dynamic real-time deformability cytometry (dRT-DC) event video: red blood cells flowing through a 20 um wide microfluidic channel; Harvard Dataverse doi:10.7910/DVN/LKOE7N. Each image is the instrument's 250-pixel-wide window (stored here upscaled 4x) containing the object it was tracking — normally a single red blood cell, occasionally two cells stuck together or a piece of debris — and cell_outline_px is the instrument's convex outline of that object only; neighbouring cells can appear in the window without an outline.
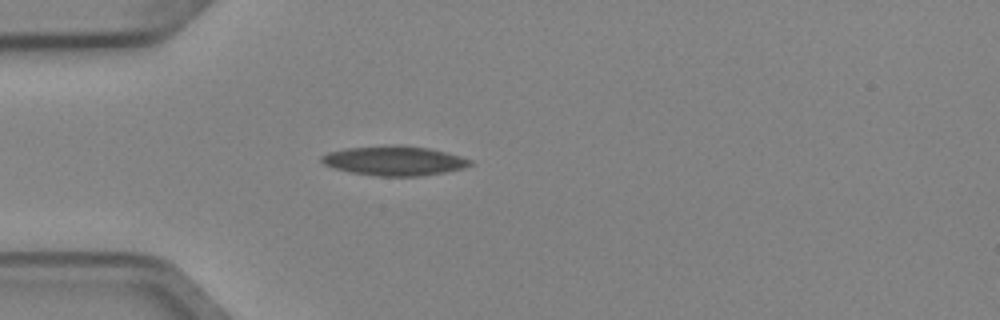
{"species": "Egyptian fruit bat (a non-hibernating species)", "species_latin": "Rousettus aegyptiacus", "temperature_condition": "cold", "stored_images_in_passage": 2, "camera_frame_rate_fps": 3000, "um_per_image_px": 0.085, "animal": {"sex": "female"}, "frame": {"image": 1, "passage_image": 2, "time_ms": 0.333, "image_size_px": [1000, 320], "cell_outline_px": [[472, 164], [464, 168], [444, 172], [420, 176], [380, 176], [352, 172], [336, 168], [324, 164], [320, 160], [320, 156], [328, 152], [344, 148], [384, 144], [400, 144], [428, 148], [448, 152], [472, 160]], "centroid_in_image_um": [33.51, 13.64], "position_along_channel_um": 51.5, "area_um2": 25.78}}